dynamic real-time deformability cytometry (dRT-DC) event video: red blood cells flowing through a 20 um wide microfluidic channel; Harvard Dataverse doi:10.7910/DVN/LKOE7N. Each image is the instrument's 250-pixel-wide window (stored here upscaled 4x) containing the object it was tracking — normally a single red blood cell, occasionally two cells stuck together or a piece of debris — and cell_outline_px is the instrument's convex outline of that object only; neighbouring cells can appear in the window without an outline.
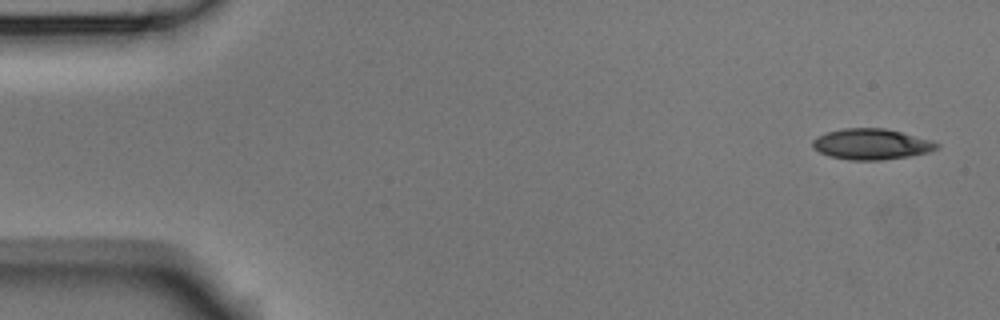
{"species": "Egyptian fruit bat (a non-hibernating species)", "species_latin": "Rousettus aegyptiacus", "temperature_condition": "room temperature", "stored_images_in_passage": 7, "camera_frame_rate_fps": 3000, "um_per_image_px": 0.085, "animal": {"sex": "male"}, "frame": {"image": 1, "passage_image": 1, "time_ms": 0.0, "image_size_px": [1000, 320], "cell_outline_px": [[940, 148], [932, 152], [908, 156], [880, 160], [848, 160], [828, 156], [812, 148], [812, 140], [816, 136], [828, 132], [844, 128], [884, 128], [932, 140], [940, 144]], "centroid_in_image_um": [74.07, 12.26], "position_along_channel_um": 10.9, "area_um2": 22.43}}
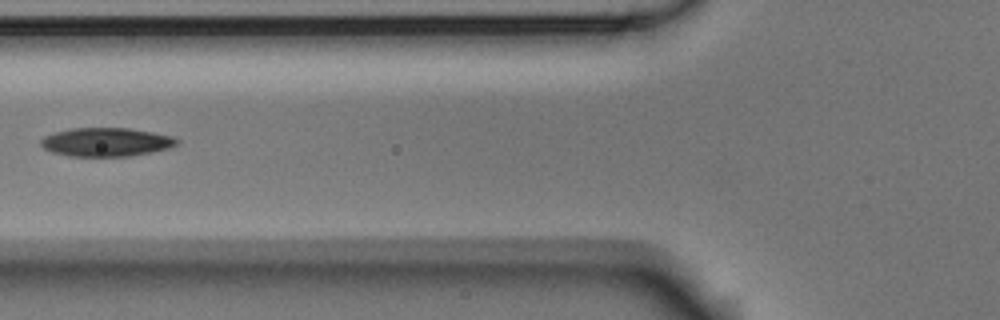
{"frame": {"image": 2, "passage_image": 6, "time_ms": 1.667, "image_size_px": [1000, 320], "cell_outline_px": [[180, 140], [176, 144], [168, 148], [152, 152], [132, 156], [68, 156], [52, 152], [44, 148], [40, 144], [40, 140], [44, 136], [56, 132], [72, 128], [128, 128], [152, 132], [172, 136]], "centroid_in_image_um": [9.02, 12.08], "position_along_channel_um": 116.8, "area_um2": 22.66}}
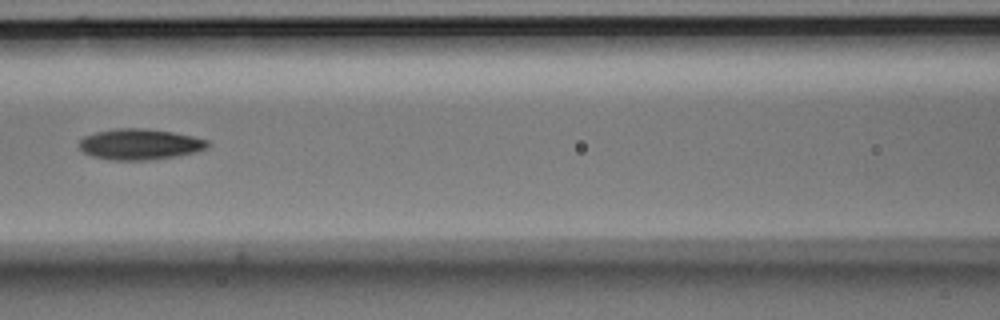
{"frame": {"image": 3, "passage_image": 7, "time_ms": 2.0, "image_size_px": [1000, 320], "cell_outline_px": [[208, 144], [204, 148], [196, 152], [176, 156], [148, 160], [112, 160], [92, 156], [84, 152], [80, 148], [80, 140], [84, 136], [96, 132], [116, 128], [144, 128], [172, 132], [192, 136], [208, 140]], "centroid_in_image_um": [11.86, 12.26], "position_along_channel_um": 154.7, "area_um2": 22.89}}